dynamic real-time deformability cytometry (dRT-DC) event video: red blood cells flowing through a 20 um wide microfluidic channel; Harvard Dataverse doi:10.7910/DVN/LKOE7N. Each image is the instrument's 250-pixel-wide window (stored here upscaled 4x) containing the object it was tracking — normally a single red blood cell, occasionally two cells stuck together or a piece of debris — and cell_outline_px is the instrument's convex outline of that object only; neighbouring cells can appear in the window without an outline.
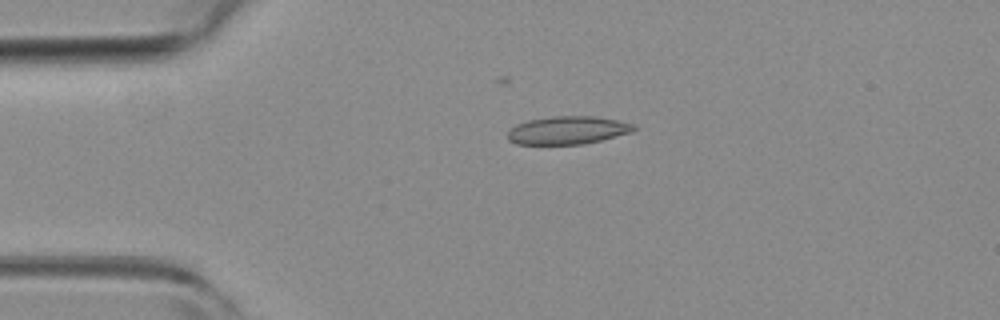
{"species": "common noctule bat (a hibernating species)", "species_latin": "Nyctalus noctula", "temperature_condition": "room temperature", "stored_images_in_passage": 2, "camera_frame_rate_fps": 3000, "um_per_image_px": 0.085, "animal": {"sex": "female", "body_mass_g": 19.3, "forearm_length_mm": 54.1}, "frame": {"image": 1, "passage_image": 1, "time_ms": 0.0, "image_size_px": [1000, 320], "cell_outline_px": [[636, 128], [632, 132], [600, 140], [580, 144], [516, 144], [508, 140], [508, 132], [516, 124], [528, 120], [552, 116], [596, 116], [616, 120], [632, 124]], "centroid_in_image_um": [48.22, 11.06], "position_along_channel_um": 36.8, "area_um2": 20.4}}